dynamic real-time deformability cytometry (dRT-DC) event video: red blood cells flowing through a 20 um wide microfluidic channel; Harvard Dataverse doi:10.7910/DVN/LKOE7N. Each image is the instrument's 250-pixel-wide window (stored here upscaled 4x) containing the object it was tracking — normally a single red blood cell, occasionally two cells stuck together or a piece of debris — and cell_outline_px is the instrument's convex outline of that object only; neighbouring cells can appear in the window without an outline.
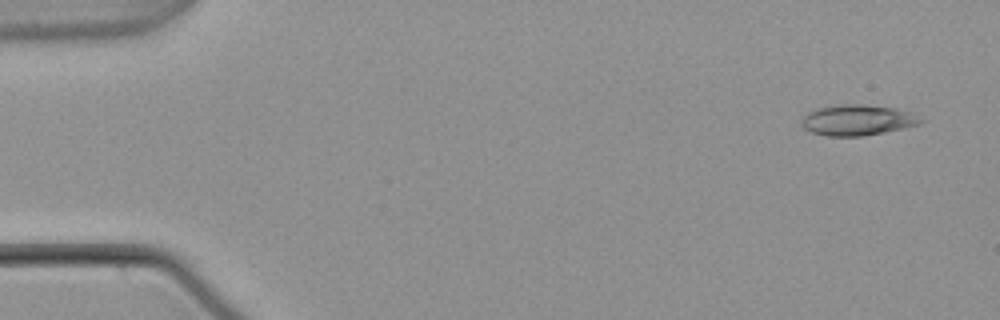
{"species": "common noctule bat (a hibernating species)", "species_latin": "Nyctalus noctula", "temperature_condition": "warm", "stored_images_in_passage": 52, "camera_frame_rate_fps": 3000, "um_per_image_px": 0.085, "animal": {"sex": "male", "body_mass_g": 21.5, "forearm_length_mm": 52.0}, "frame": {"image": 1, "passage_image": 1, "time_ms": 0.0, "image_size_px": [1000, 320], "cell_outline_px": [[924, 120], [920, 124], [904, 128], [864, 136], [824, 136], [812, 132], [804, 128], [800, 120], [808, 112], [820, 108], [840, 104], [860, 104], [896, 108], [912, 112]], "centroid_in_image_um": [72.9, 10.21], "position_along_channel_um": 12.1, "area_um2": 21.33}}
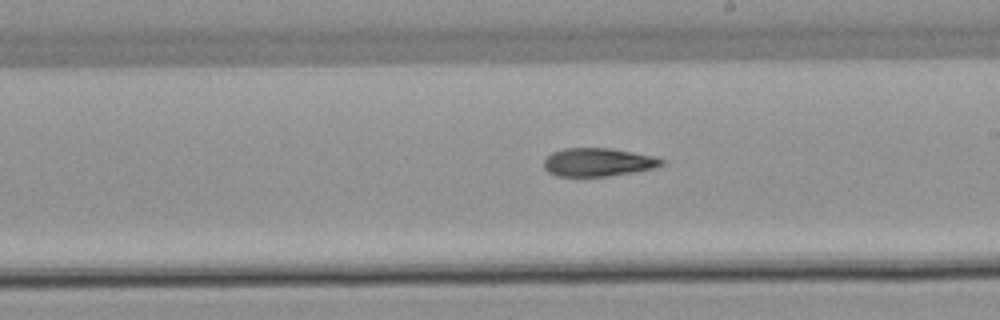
{"frame": {"image": 2, "passage_image": 29, "time_ms": 9.333, "image_size_px": [1000, 320], "cell_outline_px": [[664, 164], [652, 168], [636, 172], [608, 176], [556, 176], [548, 172], [544, 168], [544, 160], [552, 152], [564, 148], [612, 148], [652, 156], [664, 160]], "centroid_in_image_um": [50.81, 13.79], "position_along_channel_um": 238.2, "area_um2": 19.36}}
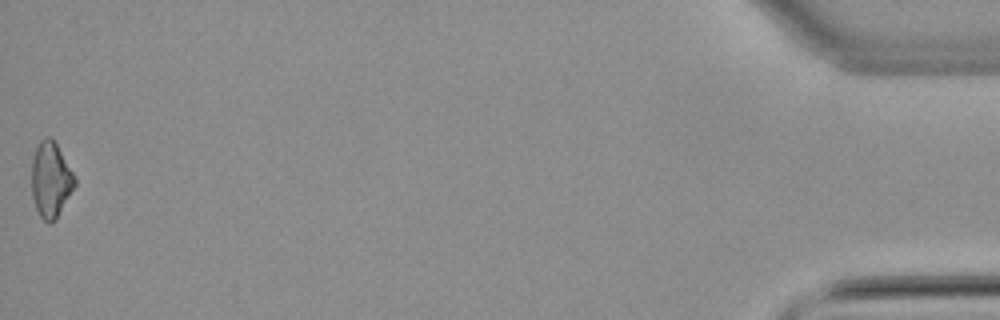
{"frame": {"image": 3, "passage_image": 52, "time_ms": 17.0, "image_size_px": [1000, 320], "cell_outline_px": [[76, 184], [56, 220], [48, 224], [40, 216], [36, 208], [32, 196], [32, 160], [36, 148], [40, 140], [44, 136], [52, 136], [72, 172], [76, 180]], "centroid_in_image_um": [4.31, 15.28], "position_along_channel_um": 430.9, "area_um2": 18.9}, "authors_computed_cell_mechanics": {"area_um2": 19.7965, "velocity_mm_per_s": 3.8066, "shape_relaxation_time_tau1_ms": 7.8562, "shape_relaxation_time_tau2_ms": null, "deformation_change_tau1": 0.1931, "deformation_change_tau2": null}}